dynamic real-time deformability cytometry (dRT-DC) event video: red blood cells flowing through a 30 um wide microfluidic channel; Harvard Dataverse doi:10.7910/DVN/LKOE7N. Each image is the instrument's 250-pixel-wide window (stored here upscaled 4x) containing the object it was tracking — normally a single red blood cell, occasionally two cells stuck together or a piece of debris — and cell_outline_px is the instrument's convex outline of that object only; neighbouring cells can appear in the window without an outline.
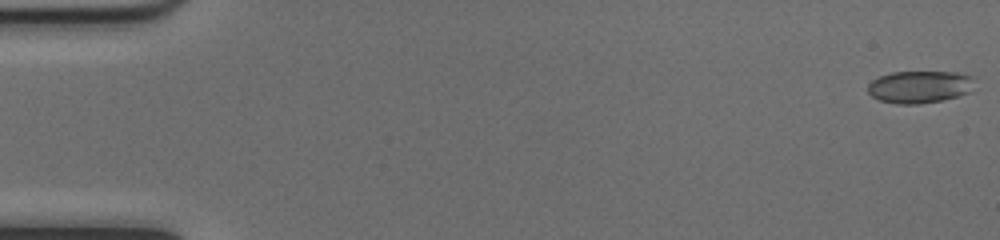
{"species": "common noctule bat (a hibernating species)", "species_latin": "Nyctalus noctula", "temperature_condition": "cold", "stored_images_in_passage": 52, "camera_frame_rate_fps": 3000, "um_per_image_px": 0.085, "animal": {"sex": "female", "body_mass_g": 17.0, "forearm_length_mm": 48.0}, "frame": {"image": 1, "passage_image": 1, "time_ms": 0.0, "image_size_px": [1000, 240], "cell_outline_px": [[968, 92], [956, 96], [940, 100], [920, 104], [896, 104], [880, 100], [872, 96], [868, 92], [868, 84], [872, 80], [880, 76], [892, 72], [956, 72], [968, 76]], "centroid_in_image_um": [78.02, 7.39], "position_along_channel_um": 7.0, "area_um2": 19.42}}
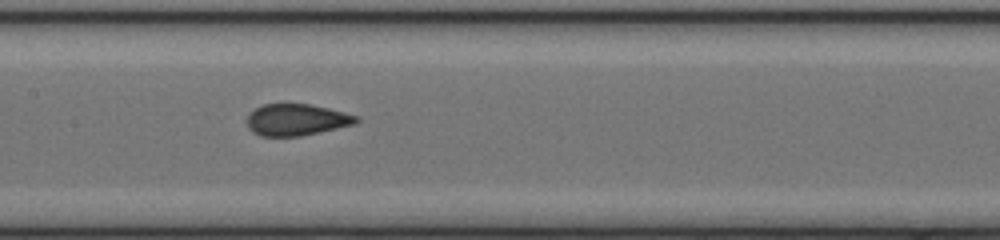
{"frame": {"image": 2, "passage_image": 26, "time_ms": 8.333, "image_size_px": [1000, 240], "cell_outline_px": [[360, 120], [356, 124], [300, 136], [260, 136], [252, 132], [248, 128], [248, 112], [264, 104], [288, 100], [312, 104], [360, 116]], "centroid_in_image_um": [25.2, 10.13], "position_along_channel_um": 182.2, "area_um2": 20.92}}
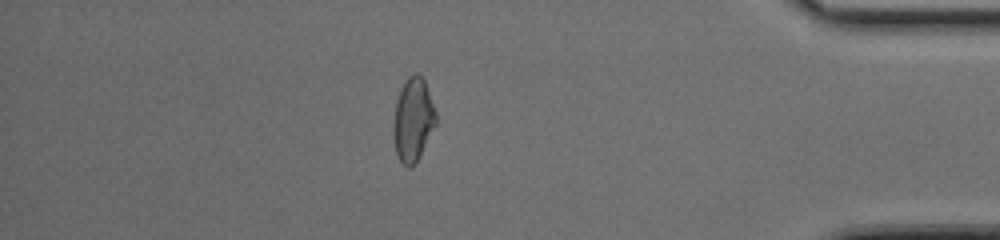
{"frame": {"image": 3, "passage_image": 45, "time_ms": 14.667, "image_size_px": [1000, 240], "cell_outline_px": [[436, 124], [416, 164], [412, 168], [408, 168], [400, 160], [396, 152], [392, 132], [392, 124], [396, 100], [400, 88], [404, 80], [412, 72], [416, 72], [424, 80], [436, 112]], "centroid_in_image_um": [35.08, 10.17], "position_along_channel_um": 400.1, "area_um2": 20.98}, "authors_computed_cell_mechanics": {"area_um2": 20.6057, "velocity_mm_per_s": 4.0445, "shape_relaxation_time_tau1_ms": null, "shape_relaxation_time_tau2_ms": 0.6278, "deformation_change_tau1": null, "deformation_change_tau2": 0.0698}}